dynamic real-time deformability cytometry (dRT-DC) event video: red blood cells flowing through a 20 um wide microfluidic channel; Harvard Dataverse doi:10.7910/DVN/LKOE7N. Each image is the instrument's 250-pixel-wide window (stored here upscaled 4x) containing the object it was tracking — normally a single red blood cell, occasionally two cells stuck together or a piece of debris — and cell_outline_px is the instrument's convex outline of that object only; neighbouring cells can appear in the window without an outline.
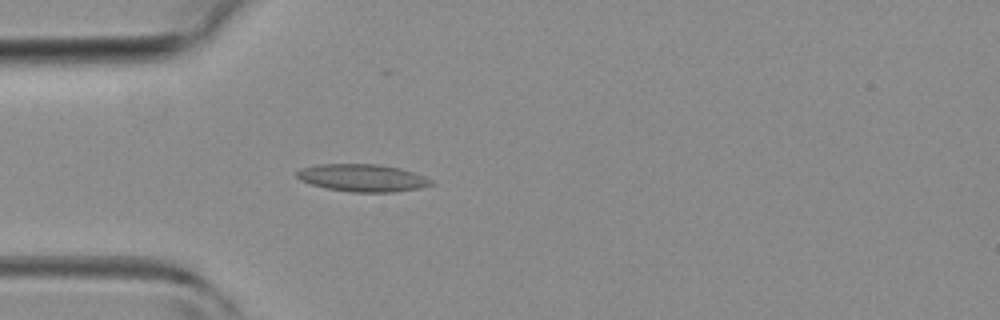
{"species": "common noctule bat (a hibernating species)", "species_latin": "Nyctalus noctula", "temperature_condition": "room temperature", "stored_images_in_passage": 4, "camera_frame_rate_fps": 3000, "um_per_image_px": 0.085, "animal": {"sex": "female", "body_mass_g": 19.3, "forearm_length_mm": 54.1}, "frame": {"image": 1, "passage_image": 4, "time_ms": 3.667, "image_size_px": [1000, 320], "cell_outline_px": [[436, 184], [420, 188], [392, 192], [352, 192], [328, 188], [312, 184], [300, 180], [296, 176], [296, 172], [300, 168], [320, 164], [380, 164], [400, 168], [424, 176], [432, 180]], "centroid_in_image_um": [30.83, 15.11], "position_along_channel_um": 54.2, "area_um2": 21.44}}